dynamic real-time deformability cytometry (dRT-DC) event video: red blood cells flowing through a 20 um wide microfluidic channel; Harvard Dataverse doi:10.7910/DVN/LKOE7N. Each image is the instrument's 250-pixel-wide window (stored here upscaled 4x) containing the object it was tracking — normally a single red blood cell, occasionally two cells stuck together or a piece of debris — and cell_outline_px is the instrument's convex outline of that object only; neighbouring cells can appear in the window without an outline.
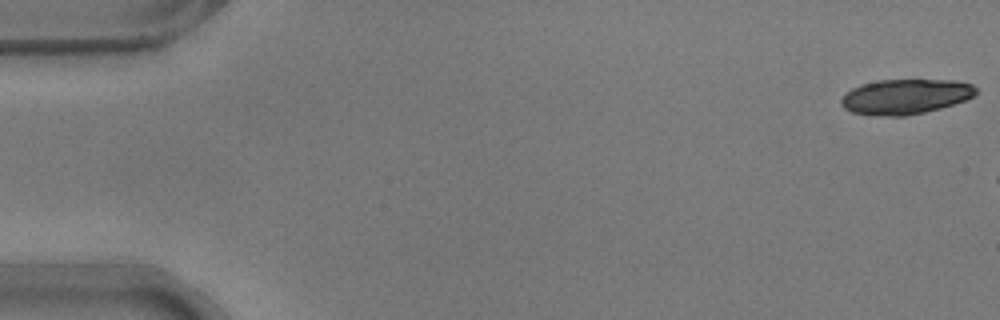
{"species": "common noctule bat (a hibernating species)", "species_latin": "Nyctalus noctula", "temperature_condition": "warm", "stored_images_in_passage": 6, "camera_frame_rate_fps": 3000, "um_per_image_px": 0.085, "animal": {"sex": "male", "body_mass_g": 17.9}, "frame": {"image": 1, "passage_image": 1, "time_ms": 0.0, "image_size_px": [1000, 320], "cell_outline_px": [[976, 92], [972, 96], [964, 100], [940, 108], [924, 112], [904, 116], [888, 116], [852, 112], [844, 108], [840, 104], [840, 100], [844, 92], [860, 84], [880, 80], [956, 80], [972, 84], [976, 88]], "centroid_in_image_um": [76.92, 8.2], "position_along_channel_um": 8.1, "area_um2": 27.4}}